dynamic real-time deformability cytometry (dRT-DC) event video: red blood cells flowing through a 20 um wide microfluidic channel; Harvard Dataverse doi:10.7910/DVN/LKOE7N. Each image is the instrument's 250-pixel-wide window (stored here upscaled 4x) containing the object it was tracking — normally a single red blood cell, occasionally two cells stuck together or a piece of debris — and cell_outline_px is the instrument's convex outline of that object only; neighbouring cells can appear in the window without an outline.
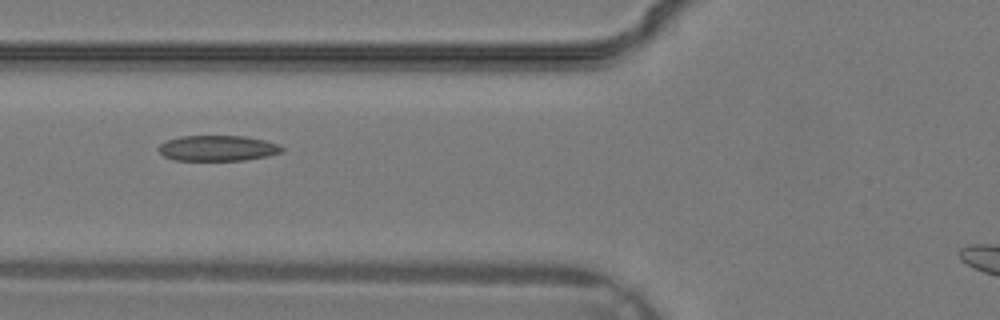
{"species": "common noctule bat (a hibernating species)", "species_latin": "Nyctalus noctula", "temperature_condition": "warm", "stored_images_in_passage": 23, "camera_frame_rate_fps": 3000, "um_per_image_px": 0.085, "animal": {"sex": "male", "body_mass_g": 19.2, "forearm_length_mm": 51.8}, "frame": {"image": 1, "passage_image": 4, "time_ms": 1.0, "image_size_px": [1000, 320], "cell_outline_px": [[284, 152], [268, 156], [244, 160], [172, 160], [164, 156], [156, 148], [160, 144], [168, 140], [180, 136], [244, 136], [264, 140], [276, 144], [284, 148]], "centroid_in_image_um": [18.49, 12.6], "position_along_channel_um": 107.3, "area_um2": 18.38}}
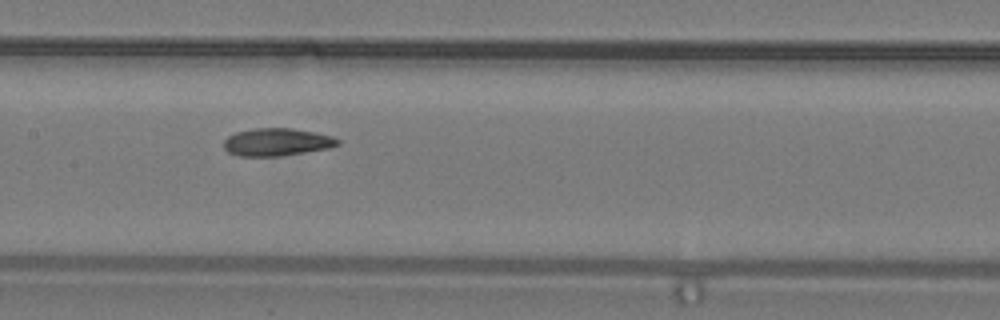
{"frame": {"image": 2, "passage_image": 8, "time_ms": 2.333, "image_size_px": [1000, 320], "cell_outline_px": [[340, 144], [328, 148], [280, 156], [236, 156], [228, 152], [224, 148], [224, 140], [228, 136], [236, 132], [252, 128], [292, 128], [316, 132], [332, 136], [340, 140]], "centroid_in_image_um": [23.52, 12.07], "position_along_channel_um": 183.9, "area_um2": 18.44}}
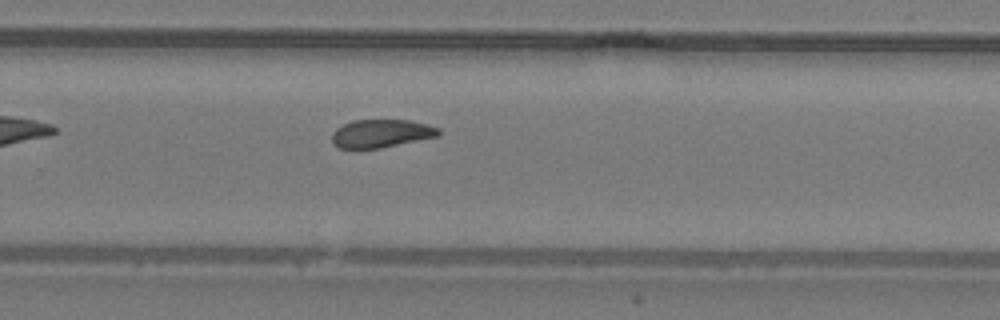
{"frame": {"image": 3, "passage_image": 14, "time_ms": 4.333, "image_size_px": [1000, 320], "cell_outline_px": [[440, 136], [380, 148], [336, 148], [332, 144], [332, 132], [336, 128], [352, 120], [408, 120], [428, 124], [440, 128]], "centroid_in_image_um": [32.4, 11.34], "position_along_channel_um": 297.4, "area_um2": 17.63}}